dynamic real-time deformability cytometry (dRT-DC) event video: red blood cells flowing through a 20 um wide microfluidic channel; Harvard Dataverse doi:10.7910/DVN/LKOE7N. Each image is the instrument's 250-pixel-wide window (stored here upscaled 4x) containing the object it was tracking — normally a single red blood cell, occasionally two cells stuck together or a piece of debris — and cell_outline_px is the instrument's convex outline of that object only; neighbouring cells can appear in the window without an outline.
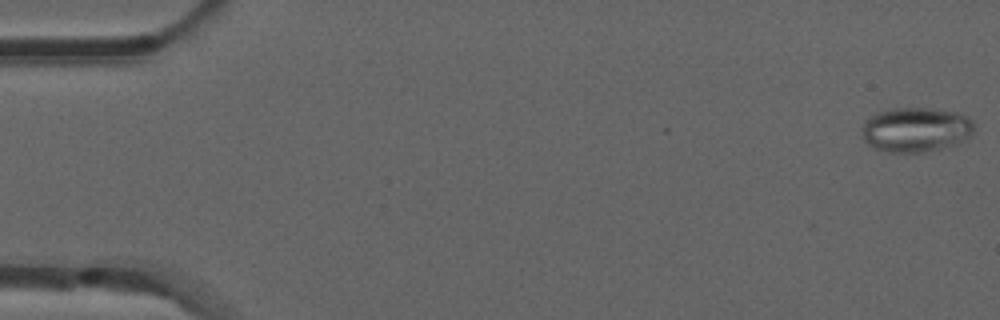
{"species": "common noctule bat (a hibernating species)", "species_latin": "Nyctalus noctula", "temperature_condition": "room temperature", "stored_images_in_passage": 10, "camera_frame_rate_fps": 3000, "um_per_image_px": 0.085, "animal": {"sex": "male", "forearm_length_mm": 52.5}, "frame": {"image": 1, "passage_image": 1, "time_ms": 0.0, "image_size_px": [1000, 320], "cell_outline_px": [[972, 136], [968, 140], [956, 144], [924, 152], [888, 152], [876, 148], [868, 144], [864, 140], [860, 132], [860, 128], [864, 120], [876, 112], [892, 108], [928, 108], [956, 112], [968, 116], [972, 120]], "centroid_in_image_um": [77.82, 11.01], "position_along_channel_um": 7.2, "area_um2": 29.54}}